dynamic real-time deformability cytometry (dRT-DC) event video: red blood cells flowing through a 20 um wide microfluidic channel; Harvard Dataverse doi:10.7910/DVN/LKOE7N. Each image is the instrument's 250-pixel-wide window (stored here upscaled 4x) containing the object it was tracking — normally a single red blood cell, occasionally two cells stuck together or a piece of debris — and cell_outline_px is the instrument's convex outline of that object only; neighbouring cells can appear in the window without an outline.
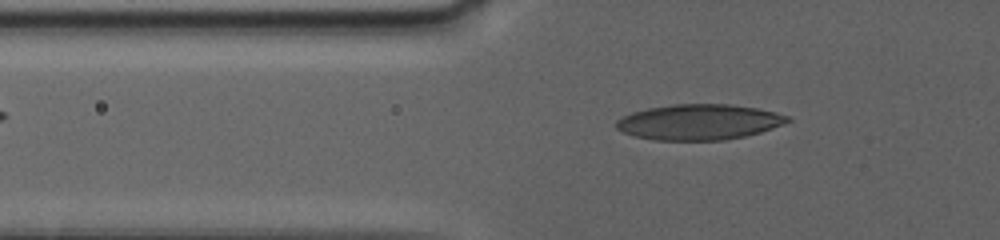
{"species": "human", "species_latin": "Homo sapiens", "temperature_condition": "warm", "stored_images_in_passage": 52, "camera_frame_rate_fps": 3000, "um_per_image_px": 0.085, "donor": {"sex": "female"}, "frame": {"image": 1, "passage_image": 43, "time_ms": 9.333, "image_size_px": [1000, 240], "cell_outline_px": [[792, 120], [784, 124], [760, 132], [744, 136], [724, 140], [652, 140], [636, 136], [624, 132], [616, 128], [616, 120], [632, 112], [648, 108], [672, 104], [732, 104], [756, 108], [776, 112], [788, 116]], "centroid_in_image_um": [59.43, 10.37], "position_along_channel_um": 66.4, "area_um2": 35.43}}
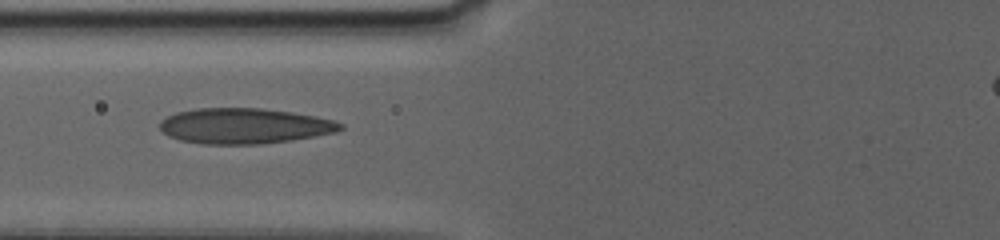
{"frame": {"image": 2, "passage_image": 48, "time_ms": 11.0, "image_size_px": [1000, 240], "cell_outline_px": [[344, 128], [336, 132], [292, 140], [260, 144], [204, 144], [180, 140], [168, 136], [160, 128], [160, 120], [176, 112], [196, 108], [260, 108], [292, 112], [316, 116], [336, 120], [344, 124]], "centroid_in_image_um": [20.79, 10.7], "position_along_channel_um": 105.0, "area_um2": 37.51}}
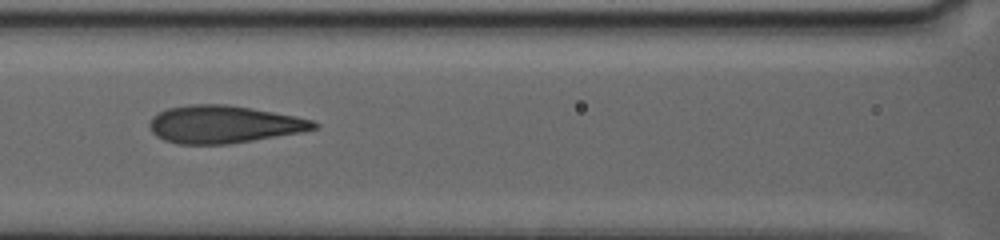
{"frame": {"image": 3, "passage_image": 51, "time_ms": 12.333, "image_size_px": [1000, 240], "cell_outline_px": [[320, 124], [316, 128], [304, 132], [228, 144], [176, 144], [164, 140], [156, 136], [152, 132], [148, 124], [152, 116], [168, 108], [188, 104], [228, 104], [252, 108], [296, 116], [312, 120]], "centroid_in_image_um": [19.02, 10.57], "position_along_channel_um": 147.6, "area_um2": 36.18}}